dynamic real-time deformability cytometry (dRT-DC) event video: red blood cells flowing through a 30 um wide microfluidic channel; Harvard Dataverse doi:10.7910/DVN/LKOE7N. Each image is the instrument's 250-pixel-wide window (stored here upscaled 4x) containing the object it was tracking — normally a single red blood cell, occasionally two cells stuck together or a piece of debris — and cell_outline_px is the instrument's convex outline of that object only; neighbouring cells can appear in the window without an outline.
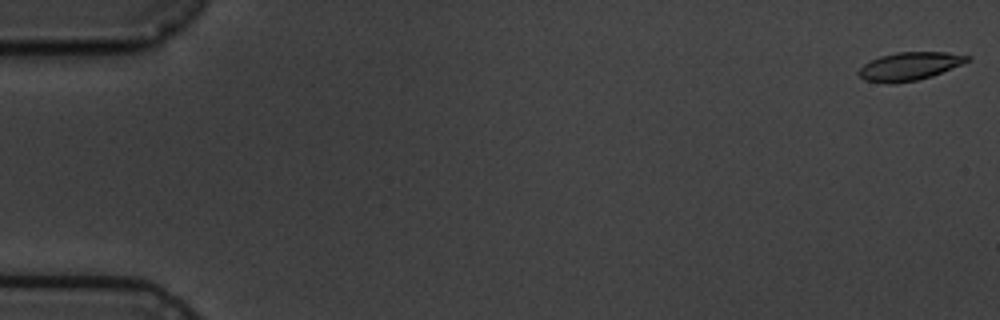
{"species": "common noctule bat (a hibernating species)", "species_latin": "Nyctalus noctula", "temperature_condition": "cold", "stored_images_in_passage": 5, "camera_frame_rate_fps": 3000, "um_per_image_px": 0.085, "animal": {"sex": "male", "body_mass_g": 19.5, "forearm_length_mm": 54.6}, "frame": {"image": 1, "passage_image": 1, "time_ms": 0.0, "image_size_px": [1000, 320], "cell_outline_px": [[972, 56], [968, 60], [960, 64], [932, 76], [916, 80], [892, 84], [864, 80], [856, 72], [864, 64], [880, 56], [896, 52], [944, 52]], "centroid_in_image_um": [77.26, 5.63], "position_along_channel_um": 7.7, "area_um2": 17.57}}
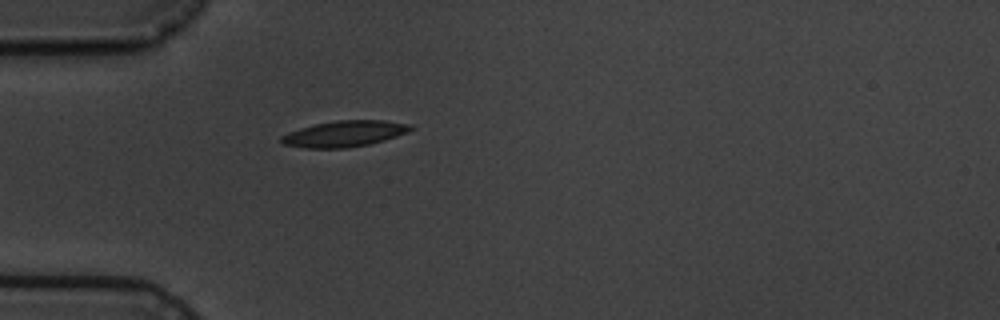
{"frame": {"image": 2, "passage_image": 5, "time_ms": 5.333, "image_size_px": [1000, 320], "cell_outline_px": [[416, 128], [408, 132], [384, 140], [368, 144], [344, 148], [304, 148], [284, 144], [280, 140], [280, 136], [288, 132], [300, 128], [316, 124], [336, 120], [384, 120], [412, 124]], "centroid_in_image_um": [29.3, 11.36], "position_along_channel_um": 55.7, "area_um2": 19.65}}